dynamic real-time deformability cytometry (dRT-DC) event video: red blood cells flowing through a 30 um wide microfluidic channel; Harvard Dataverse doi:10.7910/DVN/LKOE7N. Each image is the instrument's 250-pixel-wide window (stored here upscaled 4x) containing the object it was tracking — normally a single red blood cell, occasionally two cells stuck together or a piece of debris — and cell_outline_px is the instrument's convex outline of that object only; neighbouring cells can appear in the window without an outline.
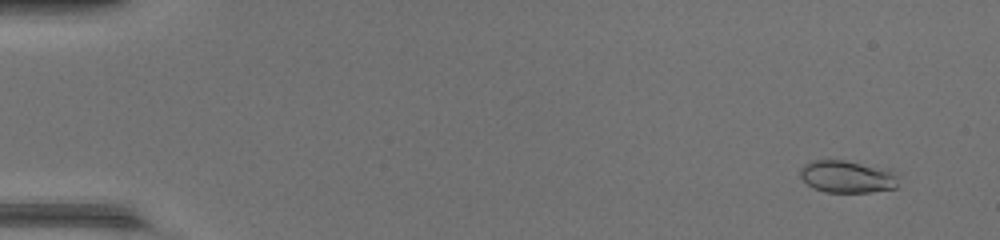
{"species": "common noctule bat (a hibernating species)", "species_latin": "Nyctalus noctula", "temperature_condition": "warm", "stored_images_in_passage": 49, "camera_frame_rate_fps": 3000, "um_per_image_px": 0.085, "animal": {"sex": "female", "body_mass_g": 17.0, "forearm_length_mm": 48.0}, "frame": {"image": 1, "passage_image": 4, "time_ms": 1.0, "image_size_px": [1000, 240], "cell_outline_px": [[900, 172], [896, 188], [868, 192], [824, 192], [812, 188], [800, 176], [800, 168], [804, 164], [812, 160], [844, 160], [892, 168]], "centroid_in_image_um": [72.09, 15.0], "position_along_channel_um": 12.9, "area_um2": 19.07}}
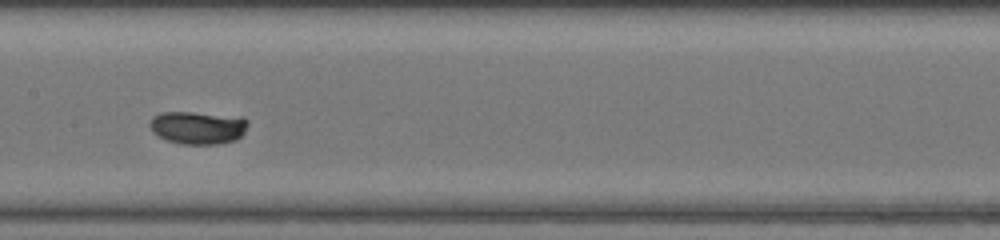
{"frame": {"image": 2, "passage_image": 26, "time_ms": 8.333, "image_size_px": [1000, 240], "cell_outline_px": [[248, 124], [244, 132], [236, 140], [216, 144], [184, 144], [168, 140], [152, 132], [148, 124], [152, 116], [160, 112], [192, 112], [240, 116], [248, 120]], "centroid_in_image_um": [16.81, 10.83], "position_along_channel_um": 190.6, "area_um2": 18.9}}
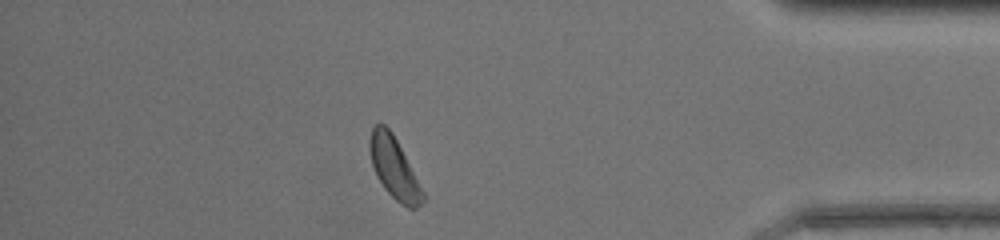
{"frame": {"image": 3, "passage_image": 43, "time_ms": 14.0, "image_size_px": [1000, 240], "cell_outline_px": [[424, 200], [416, 208], [408, 208], [400, 204], [384, 188], [376, 176], [372, 164], [368, 148], [368, 140], [372, 128], [376, 124], [384, 124], [392, 132], [424, 192]], "centroid_in_image_um": [33.47, 14.27], "position_along_channel_um": 401.7, "area_um2": 18.79}, "authors_computed_cell_mechanics": {"area_um2": 18.6116, "velocity_mm_per_s": 4.3631, "shape_relaxation_time_tau1_ms": 1.6221, "shape_relaxation_time_tau2_ms": null, "deformation_change_tau1": 0.1211, "deformation_change_tau2": null}}